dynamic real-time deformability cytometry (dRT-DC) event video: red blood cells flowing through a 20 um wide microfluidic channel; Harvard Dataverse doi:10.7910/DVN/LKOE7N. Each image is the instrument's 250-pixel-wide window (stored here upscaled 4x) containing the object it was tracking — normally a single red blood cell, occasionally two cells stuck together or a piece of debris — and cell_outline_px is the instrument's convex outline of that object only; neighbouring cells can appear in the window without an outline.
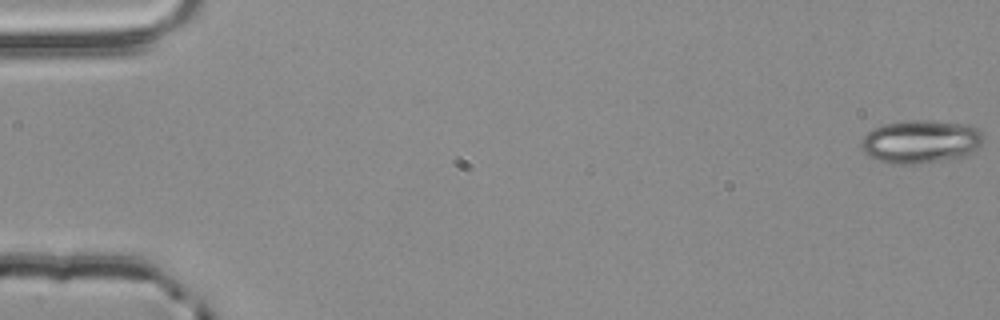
{"species": "common noctule bat (a hibernating species)", "species_latin": "Nyctalus noctula", "temperature_condition": "room temperature", "stored_images_in_passage": 5, "segment_of_instrument_passage": [2, 2], "camera_frame_rate_fps": 3000, "um_per_image_px": 0.085, "animal": {"sex": "male", "body_mass_g": 20.4}, "frame": {"image": 1, "passage_image": 5, "time_ms": 1.333, "image_size_px": [1000, 320], "cell_outline_px": [[984, 140], [976, 148], [964, 156], [916, 164], [888, 164], [864, 152], [860, 144], [860, 140], [872, 128], [880, 124], [904, 120], [928, 120], [964, 124], [980, 128], [984, 132]], "centroid_in_image_um": [78.24, 12.01], "position_along_channel_um": 6.8, "area_um2": 30.92}}